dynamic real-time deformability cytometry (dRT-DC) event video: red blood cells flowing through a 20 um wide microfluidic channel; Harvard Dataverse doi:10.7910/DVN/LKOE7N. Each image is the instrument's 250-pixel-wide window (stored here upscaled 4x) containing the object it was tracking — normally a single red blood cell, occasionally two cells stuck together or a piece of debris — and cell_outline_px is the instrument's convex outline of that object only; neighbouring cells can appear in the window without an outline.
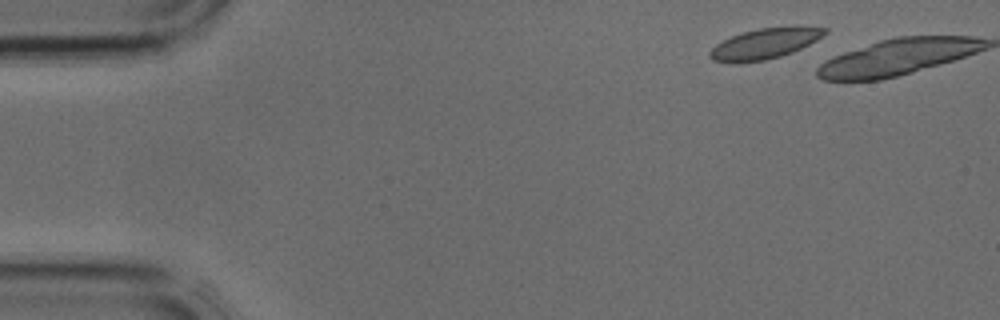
{"species": "common noctule bat (a hibernating species)", "species_latin": "Nyctalus noctula", "temperature_condition": "cold", "stored_images_in_passage": 3, "camera_frame_rate_fps": 3000, "um_per_image_px": 0.085, "animal": {"sex": "male", "body_mass_g": 17.9, "forearm_length_mm": 54.2}, "frame": {"image": 1, "passage_image": 1, "time_ms": 0.0, "image_size_px": [1000, 320], "cell_outline_px": [[828, 32], [816, 40], [792, 52], [780, 56], [764, 60], [740, 64], [728, 64], [712, 60], [708, 56], [708, 52], [716, 44], [732, 36], [744, 32], [760, 28], [800, 24], [828, 28]], "centroid_in_image_um": [65.01, 3.7], "position_along_channel_um": 20.0, "area_um2": 21.04}}